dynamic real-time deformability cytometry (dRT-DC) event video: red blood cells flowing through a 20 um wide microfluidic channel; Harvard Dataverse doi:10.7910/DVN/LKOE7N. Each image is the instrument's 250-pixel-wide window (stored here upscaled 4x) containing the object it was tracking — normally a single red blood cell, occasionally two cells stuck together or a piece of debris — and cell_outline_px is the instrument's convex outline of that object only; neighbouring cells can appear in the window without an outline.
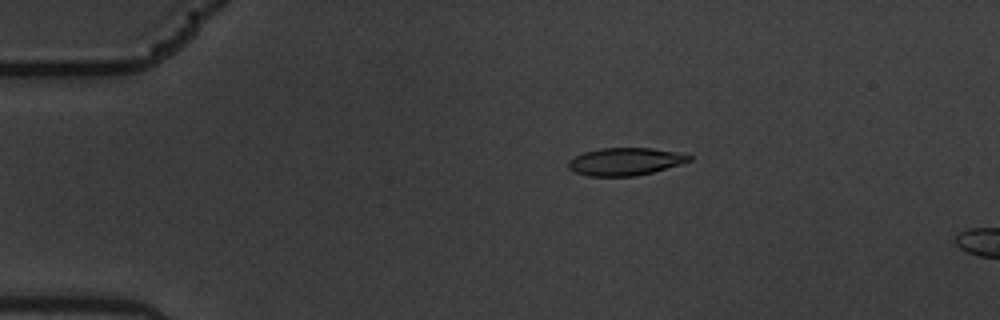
{"species": "common noctule bat (a hibernating species)", "species_latin": "Nyctalus noctula", "temperature_condition": "warm", "stored_images_in_passage": 2, "camera_frame_rate_fps": 3000, "um_per_image_px": 0.085, "animal": {"sex": "male", "body_mass_g": 19.5, "forearm_length_mm": 54.6}, "frame": {"image": 1, "passage_image": 1, "time_ms": 0.0, "image_size_px": [1000, 320], "cell_outline_px": [[692, 160], [680, 164], [652, 172], [636, 176], [588, 176], [576, 172], [568, 168], [568, 160], [584, 152], [600, 148], [652, 148], [676, 152], [692, 156]], "centroid_in_image_um": [53.13, 13.73], "position_along_channel_um": 31.9, "area_um2": 19.31}}